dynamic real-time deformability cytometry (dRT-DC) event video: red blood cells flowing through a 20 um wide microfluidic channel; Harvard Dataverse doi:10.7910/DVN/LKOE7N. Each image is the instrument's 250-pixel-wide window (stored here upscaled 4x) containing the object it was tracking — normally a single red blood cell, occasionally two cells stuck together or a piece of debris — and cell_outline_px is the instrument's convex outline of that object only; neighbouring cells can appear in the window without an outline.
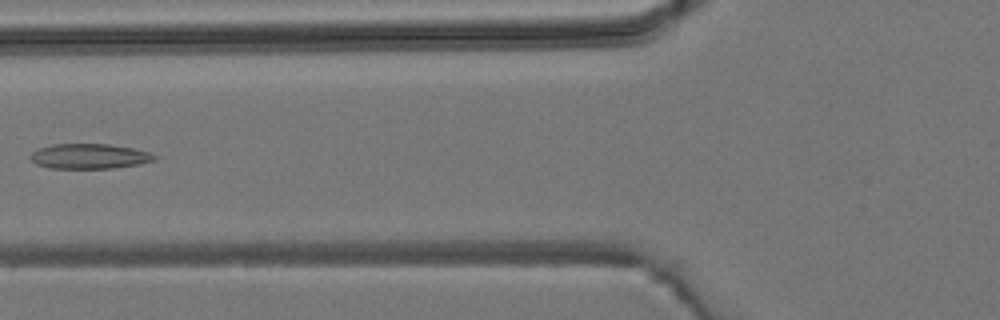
{"species": "common noctule bat (a hibernating species)", "species_latin": "Nyctalus noctula", "temperature_condition": "room temperature", "stored_images_in_passage": 5, "camera_frame_rate_fps": 3000, "um_per_image_px": 0.085, "animal": {"sex": "male", "body_mass_g": 19.2, "forearm_length_mm": 51.8}, "frame": {"image": 1, "passage_image": 5, "time_ms": 5.667, "image_size_px": [1000, 320], "cell_outline_px": [[160, 156], [156, 160], [140, 164], [112, 168], [48, 168], [36, 164], [28, 156], [32, 152], [40, 148], [52, 144], [108, 144], [132, 148], [152, 152]], "centroid_in_image_um": [7.64, 13.28], "position_along_channel_um": 118.2, "area_um2": 18.26}}